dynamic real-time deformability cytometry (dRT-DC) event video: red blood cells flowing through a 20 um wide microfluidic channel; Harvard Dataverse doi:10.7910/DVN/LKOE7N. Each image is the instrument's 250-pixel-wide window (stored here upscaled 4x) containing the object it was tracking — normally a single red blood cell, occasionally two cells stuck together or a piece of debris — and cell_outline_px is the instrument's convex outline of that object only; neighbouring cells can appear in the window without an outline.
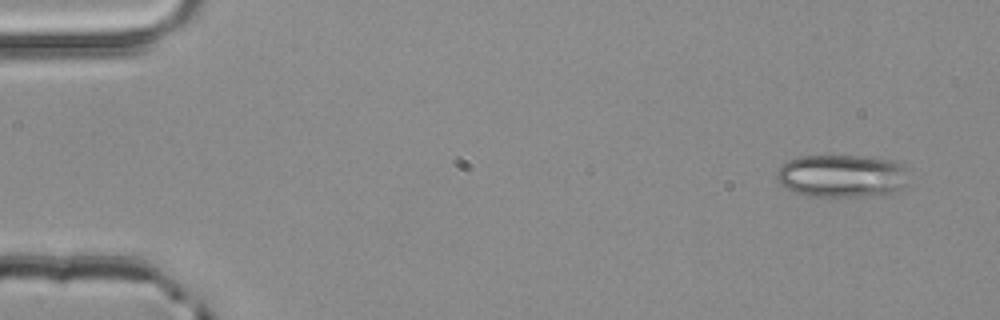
{"species": "common noctule bat (a hibernating species)", "species_latin": "Nyctalus noctula", "temperature_condition": "room temperature", "stored_images_in_passage": 4, "camera_frame_rate_fps": 3000, "um_per_image_px": 0.085, "animal": {"sex": "male", "body_mass_g": 20.4}, "frame": {"image": 1, "passage_image": 1, "time_ms": 0.0, "image_size_px": [1000, 320], "cell_outline_px": [[904, 184], [900, 188], [892, 192], [880, 196], [808, 196], [796, 192], [780, 184], [776, 176], [776, 172], [788, 160], [800, 156], [860, 156], [888, 160], [900, 164], [904, 168]], "centroid_in_image_um": [71.5, 14.96], "position_along_channel_um": 13.5, "area_um2": 32.37}}